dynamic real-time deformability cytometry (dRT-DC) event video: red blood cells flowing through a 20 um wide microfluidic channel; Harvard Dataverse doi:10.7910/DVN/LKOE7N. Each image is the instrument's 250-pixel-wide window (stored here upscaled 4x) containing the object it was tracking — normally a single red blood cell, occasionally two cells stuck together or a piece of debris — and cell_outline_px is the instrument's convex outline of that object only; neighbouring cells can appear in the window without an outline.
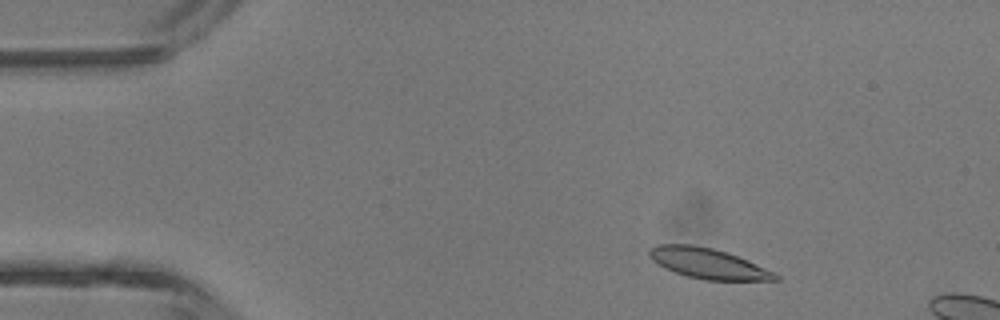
{"species": "common noctule bat (a hibernating species)", "species_latin": "Nyctalus noctula", "temperature_condition": "room temperature", "stored_images_in_passage": 3, "camera_frame_rate_fps": 3000, "um_per_image_px": 0.085, "animal": {"sex": "male", "body_mass_g": 13.3}, "frame": {"image": 1, "passage_image": 2, "time_ms": 1.0, "image_size_px": [1000, 320], "cell_outline_px": [[780, 280], [704, 280], [688, 276], [664, 268], [652, 260], [648, 256], [648, 252], [656, 244], [692, 244], [712, 248], [728, 252], [748, 260], [776, 272], [780, 276]], "centroid_in_image_um": [60.21, 22.39], "position_along_channel_um": 24.8, "area_um2": 22.43}}